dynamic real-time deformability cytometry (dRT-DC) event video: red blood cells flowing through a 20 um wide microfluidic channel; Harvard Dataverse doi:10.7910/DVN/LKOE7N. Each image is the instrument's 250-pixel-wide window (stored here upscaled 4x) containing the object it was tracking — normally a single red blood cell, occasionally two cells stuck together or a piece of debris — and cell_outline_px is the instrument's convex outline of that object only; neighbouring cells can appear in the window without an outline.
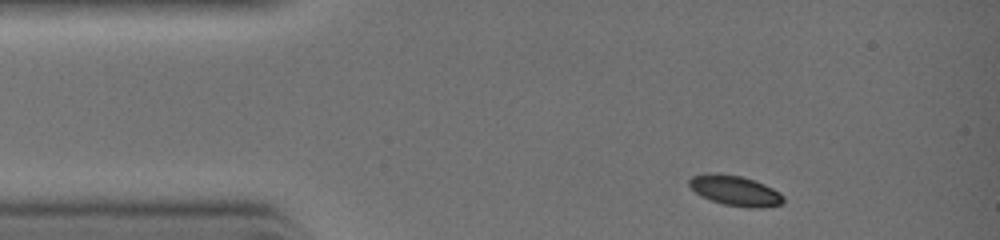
{"species": "common noctule bat (a hibernating species)", "species_latin": "Nyctalus noctula", "temperature_condition": "warm", "stored_images_in_passage": 3, "camera_frame_rate_fps": 3000, "um_per_image_px": 0.085, "animal": {"sex": "female", "body_mass_g": 19.0, "forearm_length_mm": 51.5}, "frame": {"image": 1, "passage_image": 1, "time_ms": 0.0, "image_size_px": [1000, 240], "cell_outline_px": [[784, 204], [764, 208], [748, 208], [724, 204], [712, 200], [696, 192], [688, 184], [688, 180], [692, 176], [704, 172], [716, 172], [740, 176], [764, 184], [780, 192], [784, 196]], "centroid_in_image_um": [62.51, 16.2], "position_along_channel_um": 22.5, "area_um2": 16.7}}